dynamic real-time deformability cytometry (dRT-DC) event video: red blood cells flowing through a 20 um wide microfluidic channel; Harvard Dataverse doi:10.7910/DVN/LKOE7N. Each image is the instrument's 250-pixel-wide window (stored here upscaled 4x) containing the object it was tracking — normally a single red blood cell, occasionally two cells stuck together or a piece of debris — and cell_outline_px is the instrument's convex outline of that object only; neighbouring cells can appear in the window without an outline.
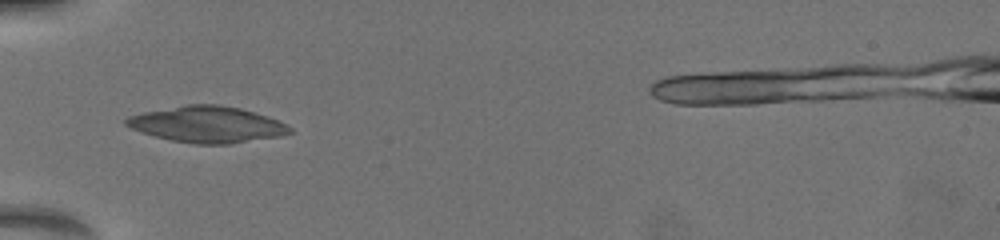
{"species": "common noctule bat (a hibernating species)", "species_latin": "Nyctalus noctula", "temperature_condition": "warm", "stored_images_in_passage": 45, "camera_frame_rate_fps": 3000, "um_per_image_px": 0.085, "animal": {"sex": "female", "body_mass_g": 19.5, "forearm_length_mm": 54.1}, "frame": {"image": 1, "passage_image": 1, "time_ms": 0.0, "image_size_px": [1000, 240], "cell_outline_px": [[292, 132], [280, 136], [228, 144], [196, 144], [172, 140], [156, 136], [132, 128], [124, 124], [124, 120], [128, 116], [144, 112], [188, 104], [216, 104], [240, 108], [288, 124], [292, 128]], "centroid_in_image_um": [17.62, 10.58], "position_along_channel_um": 67.4, "area_um2": 34.04}}
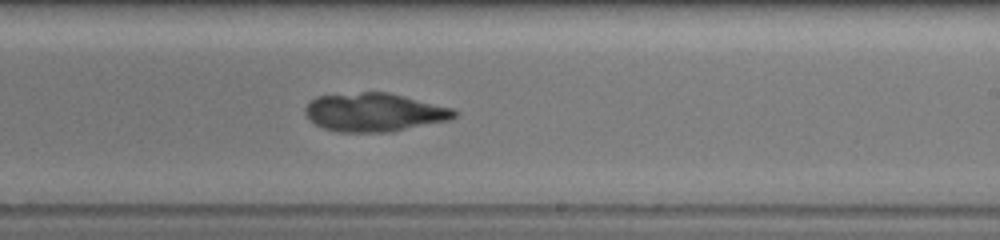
{"frame": {"image": 2, "passage_image": 17, "time_ms": 5.0, "image_size_px": [1000, 240], "cell_outline_px": [[456, 116], [448, 120], [392, 132], [336, 132], [324, 128], [316, 124], [304, 112], [308, 104], [316, 96], [364, 92], [388, 92], [452, 108], [456, 112]], "centroid_in_image_um": [31.82, 9.55], "position_along_channel_um": 257.2, "area_um2": 33.12}}
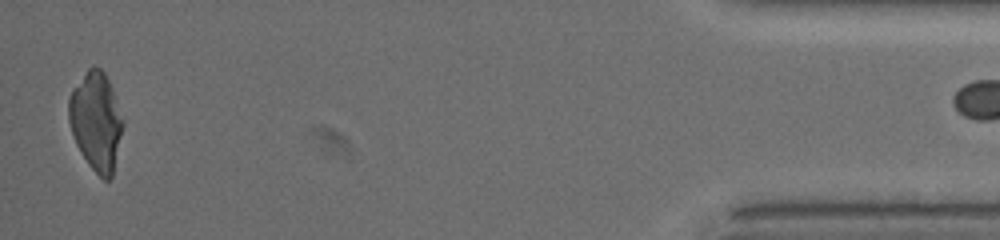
{"frame": {"image": 3, "passage_image": 44, "time_ms": 11.333, "image_size_px": [1000, 240], "cell_outline_px": [[124, 124], [112, 176], [108, 180], [104, 180], [88, 164], [80, 152], [76, 144], [68, 120], [68, 100], [72, 88], [88, 68], [100, 68], [104, 72], [112, 88], [124, 120]], "centroid_in_image_um": [8.16, 10.3], "position_along_channel_um": 427.0, "area_um2": 30.98}}